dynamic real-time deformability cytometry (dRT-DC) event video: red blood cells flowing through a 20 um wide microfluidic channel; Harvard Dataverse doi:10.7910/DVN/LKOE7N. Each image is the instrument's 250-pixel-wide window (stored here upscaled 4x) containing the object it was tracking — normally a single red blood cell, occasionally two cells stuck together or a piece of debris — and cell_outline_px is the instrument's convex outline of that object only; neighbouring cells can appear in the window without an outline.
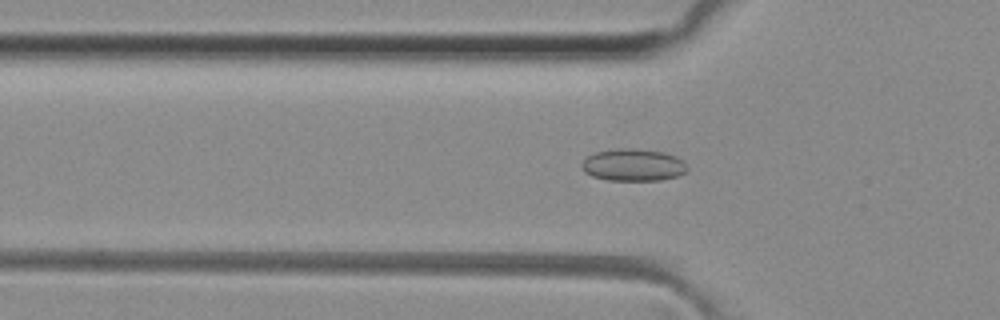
{"species": "common noctule bat (a hibernating species)", "species_latin": "Nyctalus noctula", "temperature_condition": "room temperature", "stored_images_in_passage": 49, "camera_frame_rate_fps": 3000, "um_per_image_px": 0.085, "animal": {"sex": "female", "body_mass_g": 29.2, "forearm_length_mm": 56.3}, "frame": {"image": 1, "passage_image": 15, "time_ms": 4.667, "image_size_px": [1000, 320], "cell_outline_px": [[688, 168], [680, 176], [660, 180], [608, 180], [592, 176], [584, 172], [580, 168], [580, 164], [588, 156], [596, 152], [620, 148], [632, 148], [664, 152], [676, 156], [684, 160]], "centroid_in_image_um": [53.83, 14.02], "position_along_channel_um": 72.0, "area_um2": 19.94}}
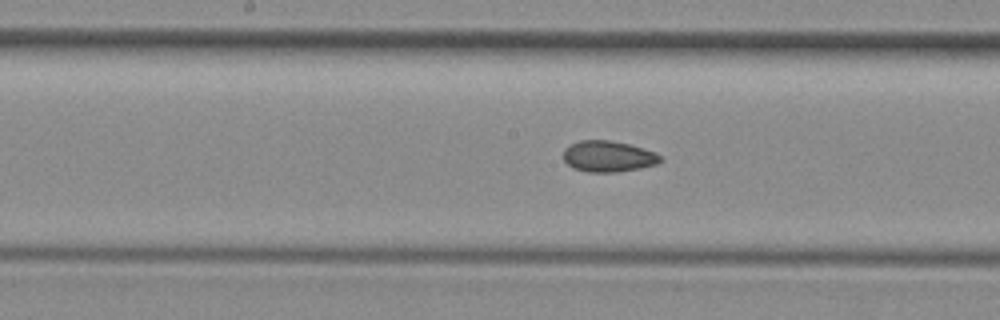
{"frame": {"image": 2, "passage_image": 24, "time_ms": 7.667, "image_size_px": [1000, 320], "cell_outline_px": [[664, 160], [656, 164], [640, 168], [616, 172], [588, 172], [572, 168], [564, 160], [564, 148], [580, 140], [608, 140], [628, 144], [656, 152]], "centroid_in_image_um": [51.7, 13.3], "position_along_channel_um": 196.5, "area_um2": 17.51}}
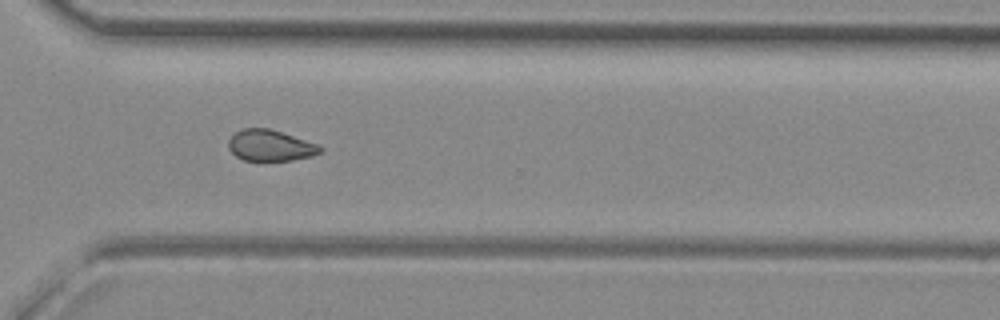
{"frame": {"image": 3, "passage_image": 35, "time_ms": 11.333, "image_size_px": [1000, 320], "cell_outline_px": [[324, 152], [312, 156], [292, 160], [244, 160], [236, 156], [228, 148], [228, 140], [236, 132], [244, 128], [268, 128], [320, 144], [324, 148]], "centroid_in_image_um": [23.03, 12.37], "position_along_channel_um": 347.6, "area_um2": 16.7}, "authors_computed_cell_mechanics": {"area_um2": 17.7446, "velocity_mm_per_s": 4.1264, "shape_relaxation_time_tau1_ms": null, "shape_relaxation_time_tau2_ms": 3.7413, "deformation_change_tau1": null, "deformation_change_tau2": 0.0862}}